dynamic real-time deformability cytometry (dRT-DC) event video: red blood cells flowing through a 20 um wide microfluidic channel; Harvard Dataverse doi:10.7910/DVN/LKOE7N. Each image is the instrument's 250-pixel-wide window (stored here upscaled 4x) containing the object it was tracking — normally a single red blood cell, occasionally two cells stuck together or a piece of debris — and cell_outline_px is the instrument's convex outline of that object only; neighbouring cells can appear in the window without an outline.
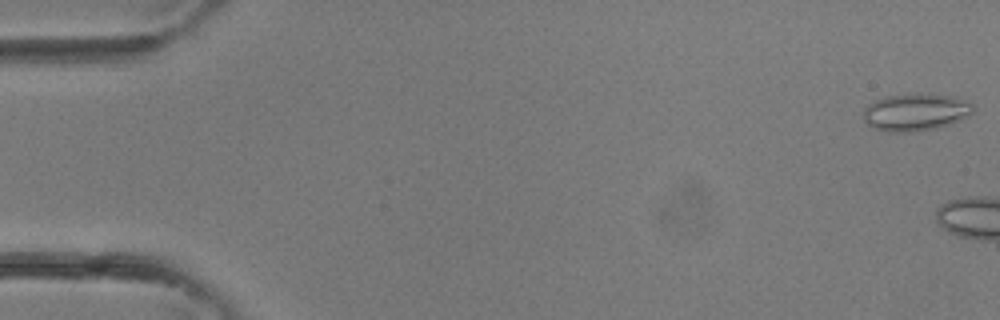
{"species": "common noctule bat (a hibernating species)", "species_latin": "Nyctalus noctula", "temperature_condition": "room temperature", "stored_images_in_passage": 5, "camera_frame_rate_fps": 3000, "um_per_image_px": 0.085, "animal": {"sex": "female"}, "frame": {"image": 1, "passage_image": 1, "time_ms": 0.0, "image_size_px": [1000, 320], "cell_outline_px": [[972, 112], [968, 116], [960, 120], [936, 128], [912, 132], [888, 132], [876, 128], [868, 124], [864, 120], [864, 108], [868, 104], [884, 96], [916, 92], [952, 96], [972, 104]], "centroid_in_image_um": [77.79, 9.51], "position_along_channel_um": 7.2, "area_um2": 23.87}}